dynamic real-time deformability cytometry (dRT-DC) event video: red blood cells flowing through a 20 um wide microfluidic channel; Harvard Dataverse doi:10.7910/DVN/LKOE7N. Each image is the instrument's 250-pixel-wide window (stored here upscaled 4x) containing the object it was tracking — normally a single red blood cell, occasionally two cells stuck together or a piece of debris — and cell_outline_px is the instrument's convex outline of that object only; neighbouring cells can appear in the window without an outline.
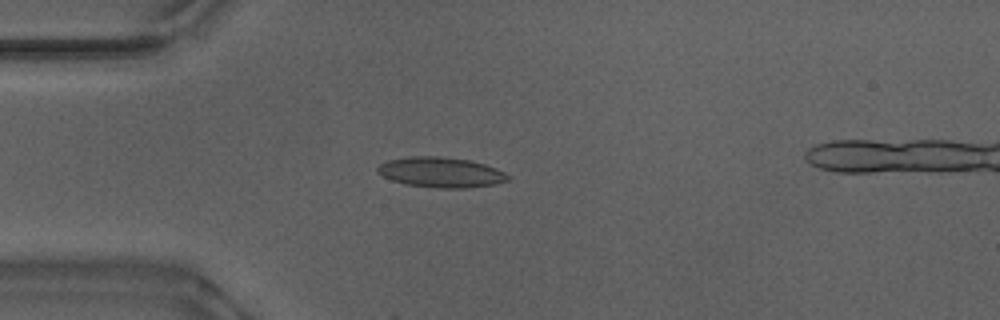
{"species": "Egyptian fruit bat (a non-hibernating species)", "species_latin": "Rousettus aegyptiacus", "temperature_condition": "warm", "stored_images_in_passage": 9, "camera_frame_rate_fps": 3000, "um_per_image_px": 0.085, "animal": {"sex": "male"}, "frame": {"image": 1, "passage_image": 1, "time_ms": 0.0, "image_size_px": [1000, 320], "cell_outline_px": [[512, 176], [508, 180], [492, 184], [468, 188], [436, 188], [404, 184], [392, 180], [376, 172], [376, 168], [380, 164], [388, 160], [408, 156], [436, 156], [468, 160], [484, 164], [496, 168]], "centroid_in_image_um": [37.45, 14.65], "position_along_channel_um": 47.5, "area_um2": 22.95}}
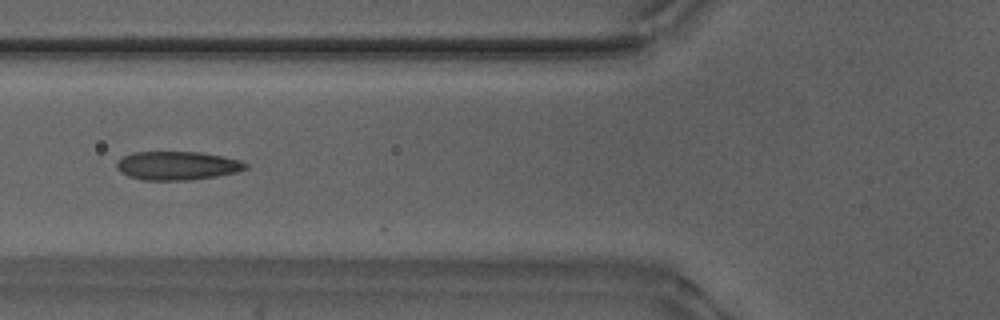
{"frame": {"image": 2, "passage_image": 7, "time_ms": 2.0, "image_size_px": [1000, 320], "cell_outline_px": [[248, 168], [236, 172], [216, 176], [188, 180], [144, 180], [128, 176], [120, 172], [116, 168], [116, 164], [124, 156], [132, 152], [200, 152], [240, 160], [248, 164]], "centroid_in_image_um": [15.06, 14.08], "position_along_channel_um": 110.7, "area_um2": 21.39}}